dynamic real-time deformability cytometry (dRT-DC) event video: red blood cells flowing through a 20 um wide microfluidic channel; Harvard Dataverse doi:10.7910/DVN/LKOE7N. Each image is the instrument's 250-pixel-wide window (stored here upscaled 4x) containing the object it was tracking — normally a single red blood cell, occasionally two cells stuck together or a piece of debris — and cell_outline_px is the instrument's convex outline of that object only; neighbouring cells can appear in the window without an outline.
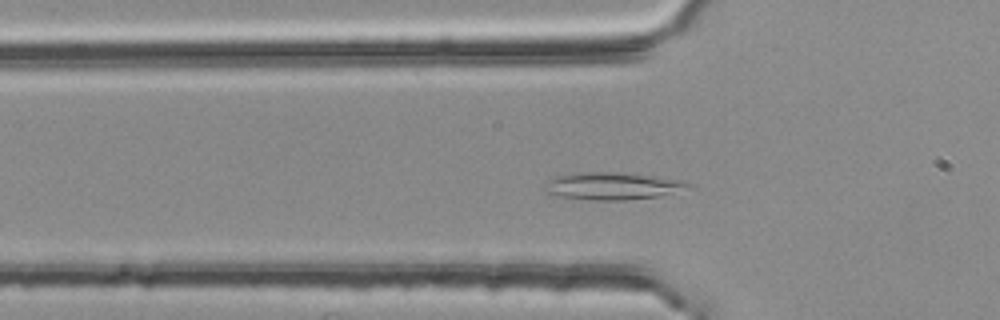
{"species": "common noctule bat (a hibernating species)", "species_latin": "Nyctalus noctula", "temperature_condition": "room temperature", "stored_images_in_passage": 46, "camera_frame_rate_fps": 3000, "um_per_image_px": 0.085, "animal": {"sex": "female", "body_mass_g": 25.1}, "frame": {"image": 1, "passage_image": 12, "time_ms": 3.667, "image_size_px": [1000, 320], "cell_outline_px": [[692, 184], [660, 196], [624, 200], [592, 200], [560, 196], [544, 192], [540, 188], [548, 180], [556, 176], [576, 172], [608, 172], [652, 176], [680, 180]], "centroid_in_image_um": [51.89, 15.81], "position_along_channel_um": 73.9, "area_um2": 22.43}}
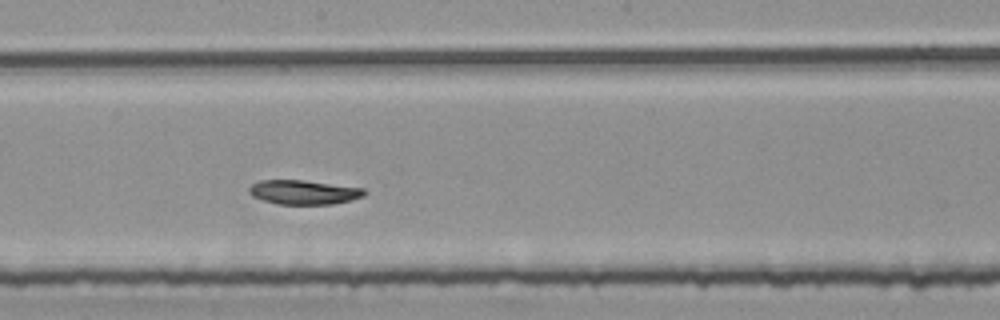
{"frame": {"image": 2, "passage_image": 24, "time_ms": 7.667, "image_size_px": [1000, 320], "cell_outline_px": [[368, 192], [364, 196], [332, 204], [276, 204], [252, 196], [248, 192], [248, 188], [252, 184], [260, 180], [304, 180], [364, 188]], "centroid_in_image_um": [25.81, 16.33], "position_along_channel_um": 222.4, "area_um2": 16.3}}
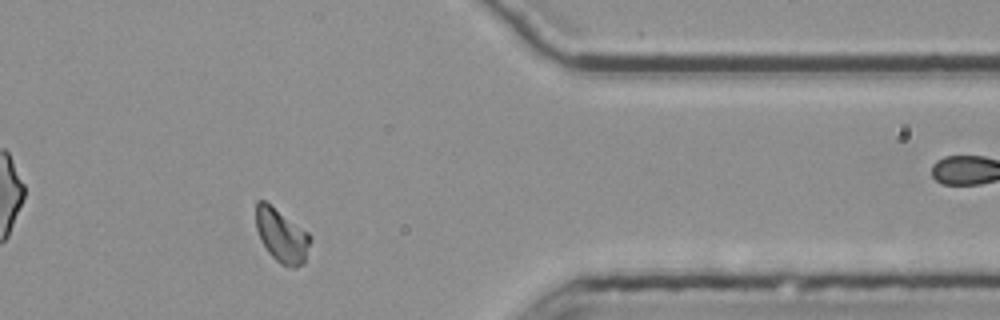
{"frame": {"image": 3, "passage_image": 39, "time_ms": 12.667, "image_size_px": [1000, 320], "cell_outline_px": [[312, 240], [304, 264], [296, 268], [292, 268], [280, 264], [268, 252], [260, 240], [256, 228], [256, 200], [264, 200], [308, 232], [312, 236]], "centroid_in_image_um": [23.96, 20.06], "position_along_channel_um": 387.4, "area_um2": 17.11}, "authors_computed_cell_mechanics": {"area_um2": 16.9932, "velocity_mm_per_s": 3.7096, "shape_relaxation_time_tau1_ms": 6.5405, "shape_relaxation_time_tau2_ms": 3.1899, "deformation_change_tau1": 0.1784, "deformation_change_tau2": 0.0515}}